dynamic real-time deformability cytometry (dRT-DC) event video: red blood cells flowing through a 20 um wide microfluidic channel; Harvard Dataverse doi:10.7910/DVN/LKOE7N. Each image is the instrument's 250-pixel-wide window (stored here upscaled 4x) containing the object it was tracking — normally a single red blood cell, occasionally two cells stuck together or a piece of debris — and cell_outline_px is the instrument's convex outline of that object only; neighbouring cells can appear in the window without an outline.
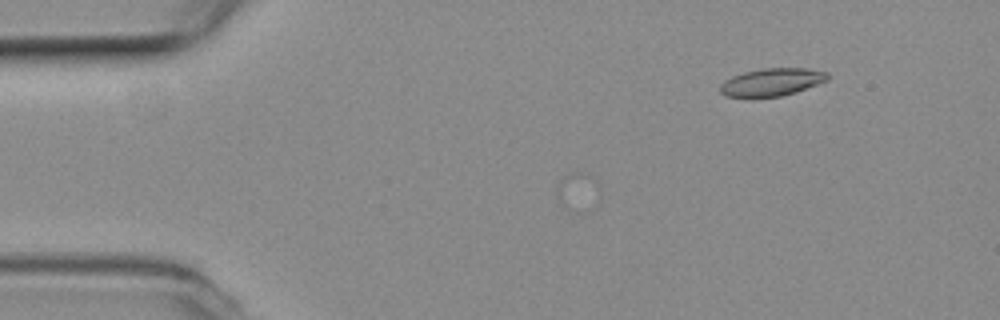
{"species": "common noctule bat (a hibernating species)", "species_latin": "Nyctalus noctula", "temperature_condition": "room temperature", "stored_images_in_passage": 2, "camera_frame_rate_fps": 3000, "um_per_image_px": 0.085, "animal": {"sex": "female", "body_mass_g": 19.3, "forearm_length_mm": 54.1}, "frame": {"image": 1, "passage_image": 2, "time_ms": 0.333, "image_size_px": [1000, 320], "cell_outline_px": [[828, 80], [796, 92], [780, 96], [752, 100], [724, 96], [720, 92], [720, 84], [724, 80], [732, 76], [744, 72], [764, 68], [808, 68], [828, 72]], "centroid_in_image_um": [65.54, 7.02], "position_along_channel_um": 19.5, "area_um2": 17.98}}